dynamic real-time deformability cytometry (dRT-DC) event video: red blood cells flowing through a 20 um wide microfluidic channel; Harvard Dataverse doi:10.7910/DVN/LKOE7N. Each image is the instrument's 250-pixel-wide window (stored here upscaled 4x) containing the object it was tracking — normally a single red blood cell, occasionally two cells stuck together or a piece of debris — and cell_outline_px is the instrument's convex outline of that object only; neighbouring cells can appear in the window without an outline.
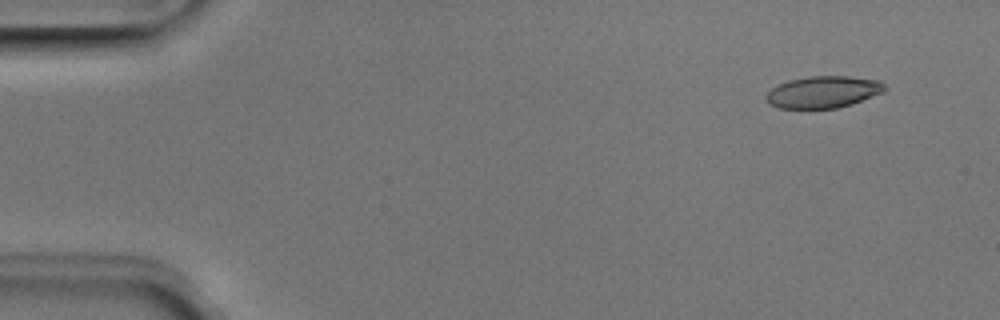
{"species": "Egyptian fruit bat (a non-hibernating species)", "species_latin": "Rousettus aegyptiacus", "temperature_condition": "room temperature", "stored_images_in_passage": 4, "camera_frame_rate_fps": 3000, "um_per_image_px": 0.085, "animal": {"sex": "male"}, "frame": {"image": 1, "passage_image": 1, "time_ms": 0.0, "image_size_px": [1000, 320], "cell_outline_px": [[888, 88], [884, 92], [852, 104], [836, 108], [780, 108], [768, 104], [764, 96], [772, 88], [788, 80], [808, 76], [848, 76], [880, 80]], "centroid_in_image_um": [69.99, 7.81], "position_along_channel_um": 15.0, "area_um2": 22.14}}
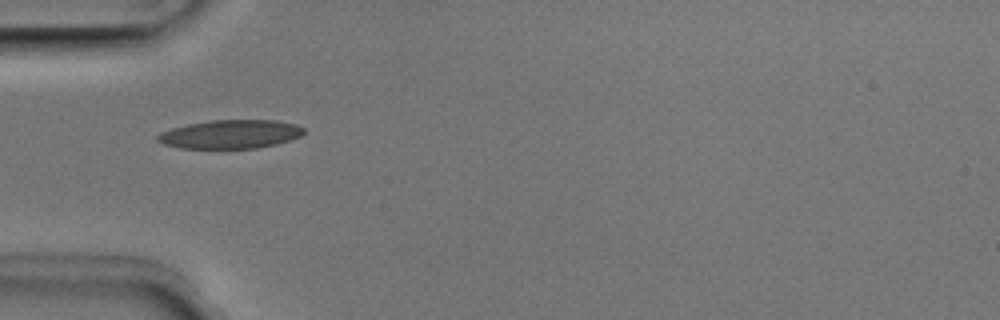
{"frame": {"image": 2, "passage_image": 4, "time_ms": 1.0, "image_size_px": [1000, 320], "cell_outline_px": [[304, 132], [300, 136], [276, 144], [256, 148], [180, 148], [164, 144], [156, 140], [156, 136], [160, 132], [172, 128], [188, 124], [212, 120], [276, 120], [296, 124], [304, 128]], "centroid_in_image_um": [19.57, 11.4], "position_along_channel_um": 65.4, "area_um2": 24.33}}